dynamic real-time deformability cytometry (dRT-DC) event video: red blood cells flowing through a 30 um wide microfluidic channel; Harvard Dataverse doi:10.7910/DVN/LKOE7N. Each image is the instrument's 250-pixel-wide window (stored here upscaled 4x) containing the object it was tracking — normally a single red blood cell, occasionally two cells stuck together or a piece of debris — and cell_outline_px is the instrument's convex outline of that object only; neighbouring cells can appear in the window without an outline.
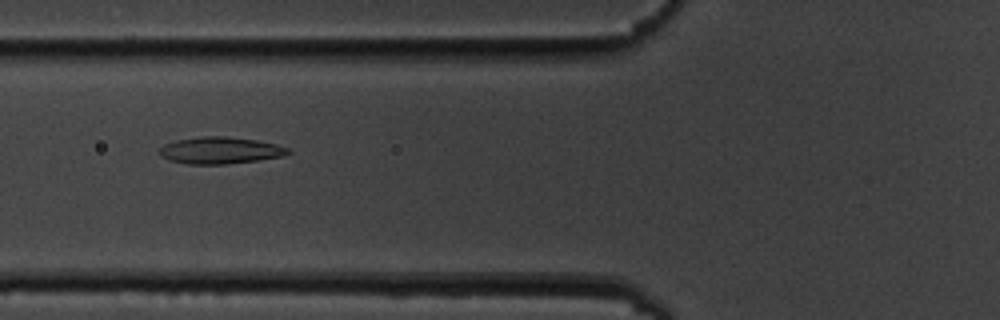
{"species": "common noctule bat (a hibernating species)", "species_latin": "Nyctalus noctula", "temperature_condition": "cold", "stored_images_in_passage": 16, "segment_of_instrument_passage": [1, 2], "camera_frame_rate_fps": 3000, "um_per_image_px": 0.085, "animal": {"sex": "male", "body_mass_g": 19.5, "forearm_length_mm": 54.6}, "frame": {"image": 1, "passage_image": 6, "time_ms": 6.333, "image_size_px": [1000, 320], "cell_outline_px": [[292, 152], [284, 156], [228, 164], [188, 164], [168, 160], [160, 156], [160, 148], [164, 144], [176, 140], [204, 136], [228, 136], [256, 140], [276, 144], [288, 148]], "centroid_in_image_um": [18.71, 12.78], "position_along_channel_um": 107.1, "area_um2": 20.11}}
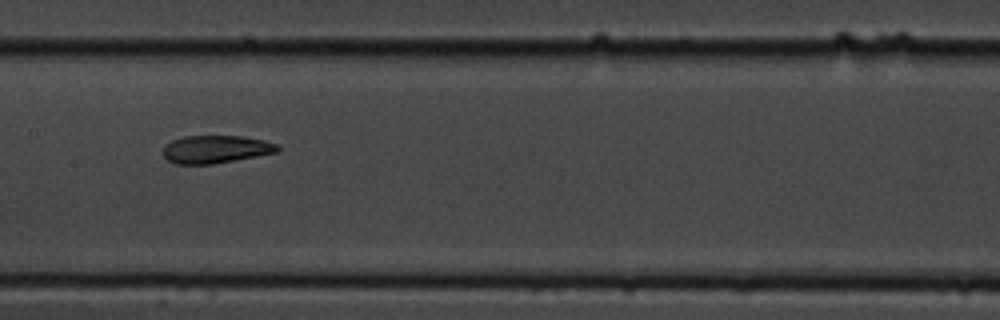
{"frame": {"image": 2, "passage_image": 8, "time_ms": 8.667, "image_size_px": [1000, 320], "cell_outline_px": [[280, 152], [236, 160], [212, 164], [176, 164], [168, 160], [164, 156], [164, 144], [172, 140], [184, 136], [240, 136], [264, 140], [280, 144]], "centroid_in_image_um": [18.38, 12.68], "position_along_channel_um": 189.0, "area_um2": 18.73}}
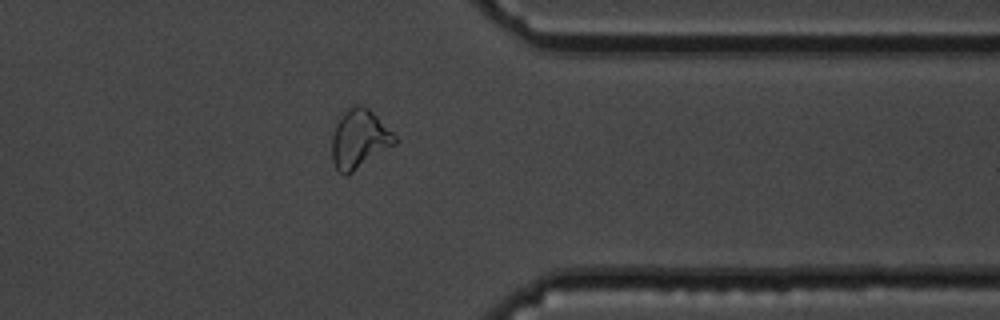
{"frame": {"image": 3, "passage_image": 13, "time_ms": 14.333, "image_size_px": [1000, 320], "cell_outline_px": [[400, 140], [396, 144], [352, 172], [344, 176], [336, 168], [332, 160], [332, 136], [340, 112], [352, 104], [360, 104], [368, 108]], "centroid_in_image_um": [30.52, 11.78], "position_along_channel_um": 380.9, "area_um2": 21.73}}